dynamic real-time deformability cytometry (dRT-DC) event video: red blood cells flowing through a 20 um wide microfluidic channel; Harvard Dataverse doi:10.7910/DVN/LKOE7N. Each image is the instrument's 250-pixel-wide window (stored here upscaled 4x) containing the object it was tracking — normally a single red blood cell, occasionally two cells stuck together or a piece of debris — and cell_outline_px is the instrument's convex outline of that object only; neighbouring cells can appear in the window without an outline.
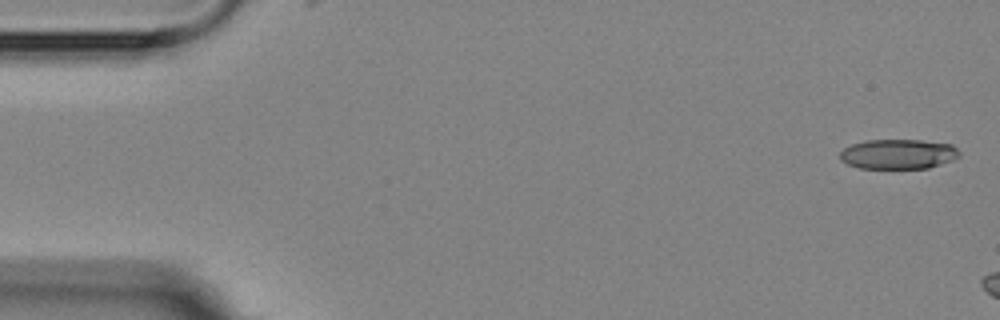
{"species": "Egyptian fruit bat (a non-hibernating species)", "species_latin": "Rousettus aegyptiacus", "temperature_condition": "room temperature", "stored_images_in_passage": 4, "camera_frame_rate_fps": 3000, "um_per_image_px": 0.085, "animal": {"sex": "female"}, "frame": {"image": 1, "passage_image": 1, "time_ms": 0.0, "image_size_px": [1000, 320], "cell_outline_px": [[960, 156], [952, 160], [928, 168], [860, 168], [848, 164], [840, 160], [840, 152], [844, 148], [852, 144], [864, 140], [920, 140], [952, 144], [960, 152]], "centroid_in_image_um": [76.34, 13.09], "position_along_channel_um": 8.7, "area_um2": 20.75}}